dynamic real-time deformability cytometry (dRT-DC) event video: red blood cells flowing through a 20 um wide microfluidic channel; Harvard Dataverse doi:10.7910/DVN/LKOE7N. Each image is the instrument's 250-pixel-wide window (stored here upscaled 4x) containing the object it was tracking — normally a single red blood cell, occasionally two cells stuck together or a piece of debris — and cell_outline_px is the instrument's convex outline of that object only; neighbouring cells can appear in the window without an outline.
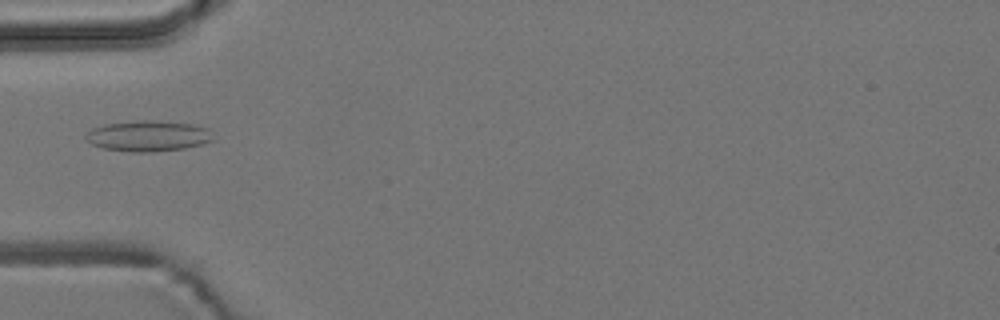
{"species": "common noctule bat (a hibernating species)", "species_latin": "Nyctalus noctula", "temperature_condition": "room temperature", "stored_images_in_passage": 6, "camera_frame_rate_fps": 3000, "um_per_image_px": 0.085, "animal": {"sex": "male", "body_mass_g": 19.2, "forearm_length_mm": 51.8}, "frame": {"image": 1, "passage_image": 5, "time_ms": 4.667, "image_size_px": [1000, 320], "cell_outline_px": [[212, 140], [204, 144], [184, 148], [152, 152], [132, 152], [104, 148], [92, 144], [84, 140], [84, 136], [92, 128], [104, 124], [140, 120], [152, 120], [192, 124], [208, 128]], "centroid_in_image_um": [12.55, 11.56], "position_along_channel_um": 72.4, "area_um2": 22.77}}
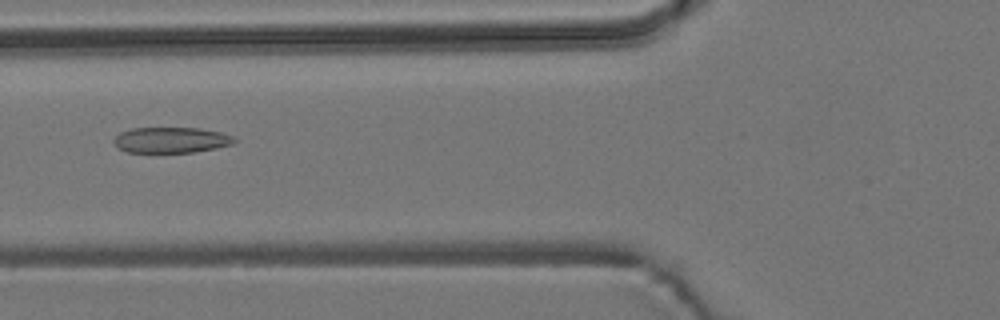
{"frame": {"image": 2, "passage_image": 6, "time_ms": 5.667, "image_size_px": [1000, 320], "cell_outline_px": [[236, 140], [232, 144], [216, 148], [192, 152], [128, 152], [116, 148], [112, 140], [120, 132], [132, 128], [200, 128], [220, 132], [232, 136]], "centroid_in_image_um": [14.5, 11.9], "position_along_channel_um": 111.3, "area_um2": 18.03}}